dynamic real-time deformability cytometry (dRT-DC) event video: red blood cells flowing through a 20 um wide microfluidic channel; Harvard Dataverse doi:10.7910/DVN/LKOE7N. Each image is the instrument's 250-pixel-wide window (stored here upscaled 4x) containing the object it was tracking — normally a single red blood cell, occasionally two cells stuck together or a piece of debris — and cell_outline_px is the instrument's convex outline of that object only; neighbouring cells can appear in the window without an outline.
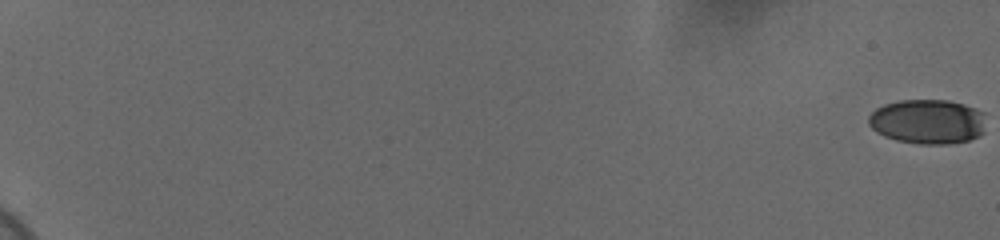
{"species": "human", "species_latin": "Homo sapiens", "temperature_condition": "cold", "stored_images_in_passage": 61, "camera_frame_rate_fps": 3000, "um_per_image_px": 0.085, "donor": {"sex": "female"}, "frame": {"image": 1, "passage_image": 1, "time_ms": 0.0, "image_size_px": [1000, 240], "cell_outline_px": [[984, 132], [980, 136], [968, 140], [948, 144], [920, 144], [896, 140], [884, 136], [876, 132], [868, 124], [868, 116], [876, 108], [884, 104], [900, 100], [948, 100], [964, 104], [976, 108], [984, 112]], "centroid_in_image_um": [78.85, 10.33], "position_along_channel_um": 6.1, "area_um2": 30.81}}
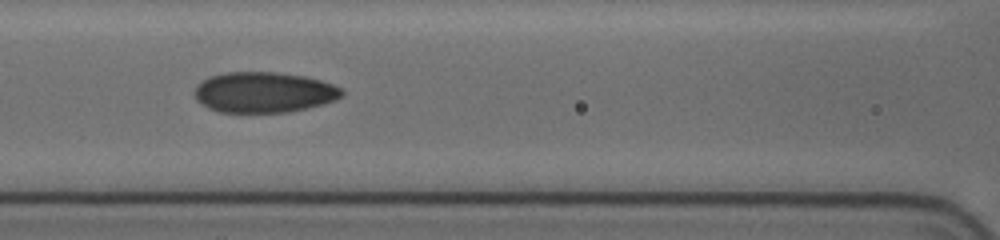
{"frame": {"image": 2, "passage_image": 32, "time_ms": 10.333, "image_size_px": [1000, 240], "cell_outline_px": [[344, 96], [336, 100], [324, 104], [288, 112], [220, 112], [208, 108], [200, 104], [196, 100], [192, 92], [196, 84], [208, 76], [224, 72], [276, 72], [304, 76], [320, 80], [332, 84], [340, 88], [344, 92]], "centroid_in_image_um": [22.38, 7.84], "position_along_channel_um": 144.2, "area_um2": 35.26}}
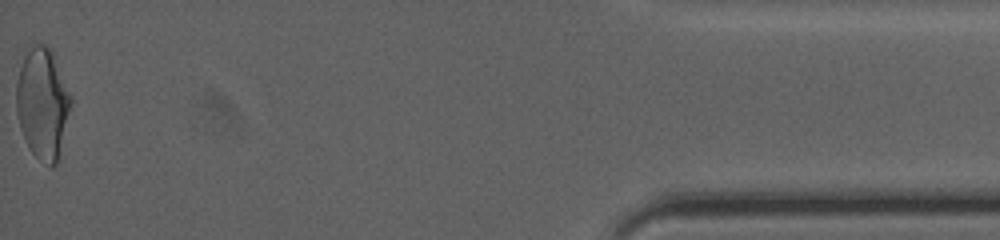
{"frame": {"image": 3, "passage_image": 61, "time_ms": 20.0, "image_size_px": [1000, 240], "cell_outline_px": [[72, 100], [56, 164], [52, 168], [40, 160], [32, 152], [20, 128], [16, 112], [16, 80], [24, 56], [32, 44], [44, 44], [52, 48], [72, 96]], "centroid_in_image_um": [3.62, 8.73], "position_along_channel_um": 431.6, "area_um2": 35.2}, "authors_computed_cell_mechanics": {"area_um2": 33.4662, "velocity_mm_per_s": 3.7023, "shape_relaxation_time_tau1_ms": 8.7185, "shape_relaxation_time_tau2_ms": 1.6045, "deformation_change_tau1": 0.1748, "deformation_change_tau2": 0.069}}